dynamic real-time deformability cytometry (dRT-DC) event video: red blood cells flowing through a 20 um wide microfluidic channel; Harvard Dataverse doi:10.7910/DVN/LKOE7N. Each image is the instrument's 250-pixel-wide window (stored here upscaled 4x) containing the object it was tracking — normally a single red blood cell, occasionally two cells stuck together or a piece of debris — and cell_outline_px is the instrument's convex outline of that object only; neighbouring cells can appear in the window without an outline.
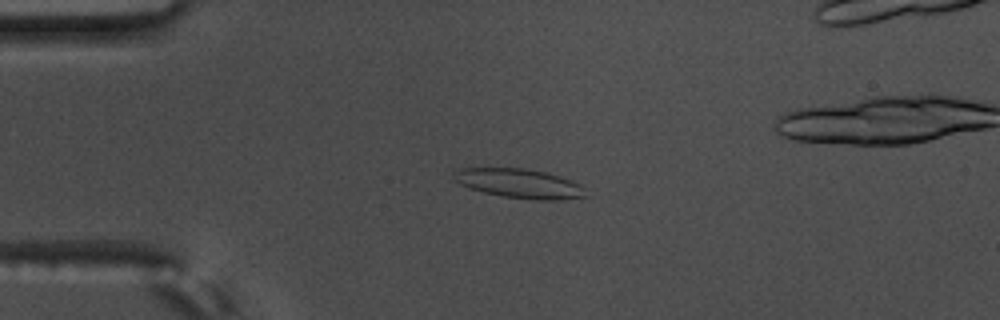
{"species": "common noctule bat (a hibernating species)", "species_latin": "Nyctalus noctula", "temperature_condition": "warm", "stored_images_in_passage": 58, "camera_frame_rate_fps": 3000, "um_per_image_px": 0.085, "animal": {"sex": "male", "body_mass_g": 17.5, "forearm_length_mm": 52.3}, "frame": {"image": 1, "passage_image": 14, "time_ms": 4.333, "image_size_px": [1000, 320], "cell_outline_px": [[588, 196], [564, 200], [536, 200], [504, 196], [484, 192], [468, 188], [452, 180], [452, 176], [460, 168], [524, 168], [544, 172], [560, 176], [572, 180], [580, 184]], "centroid_in_image_um": [44.16, 15.6], "position_along_channel_um": 40.8, "area_um2": 22.6}}
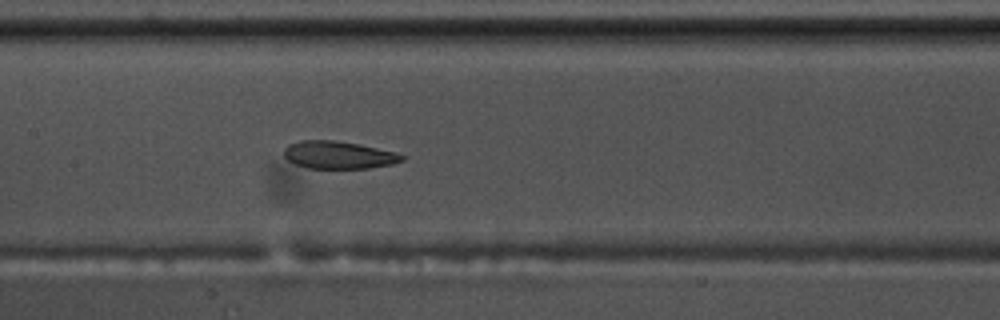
{"frame": {"image": 2, "passage_image": 28, "time_ms": 9.0, "image_size_px": [1000, 320], "cell_outline_px": [[404, 160], [392, 164], [368, 168], [308, 168], [296, 164], [288, 160], [284, 156], [284, 148], [288, 144], [300, 140], [332, 140], [356, 144], [396, 152], [404, 156]], "centroid_in_image_um": [28.75, 13.17], "position_along_channel_um": 178.7, "area_um2": 18.79}}
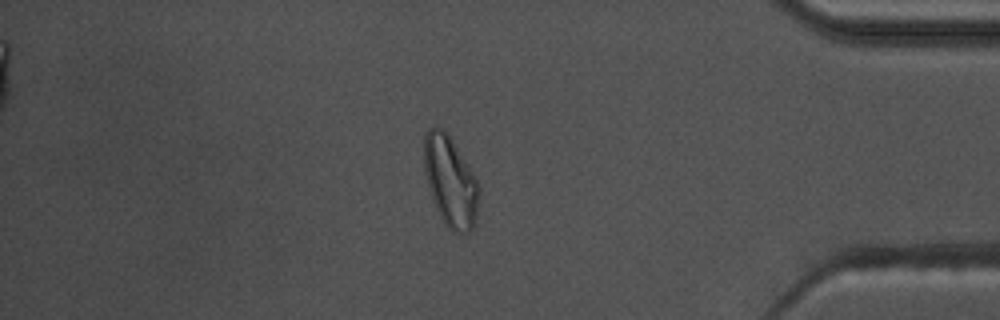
{"frame": {"image": 3, "passage_image": 49, "time_ms": 16.0, "image_size_px": [1000, 320], "cell_outline_px": [[480, 192], [476, 212], [472, 228], [468, 232], [456, 232], [448, 228], [444, 224], [432, 200], [424, 172], [424, 136], [428, 128], [436, 124], [444, 128], [452, 140], [472, 172], [480, 188]], "centroid_in_image_um": [38.24, 15.37], "position_along_channel_um": 397.0, "area_um2": 28.84}, "authors_computed_cell_mechanics": {"area_um2": 22.2819, "velocity_mm_per_s": 3.5691, "shape_relaxation_time_tau1_ms": null, "shape_relaxation_time_tau2_ms": 2.5688, "deformation_change_tau1": null, "deformation_change_tau2": 0.0989}}